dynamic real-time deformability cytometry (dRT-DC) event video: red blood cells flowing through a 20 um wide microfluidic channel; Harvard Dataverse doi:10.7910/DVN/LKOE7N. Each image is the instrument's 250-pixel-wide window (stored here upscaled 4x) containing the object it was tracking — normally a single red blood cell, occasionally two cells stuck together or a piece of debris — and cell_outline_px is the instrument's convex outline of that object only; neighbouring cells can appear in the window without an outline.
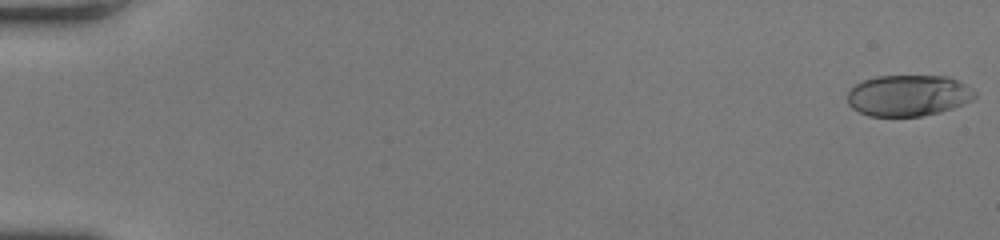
{"species": "human", "species_latin": "Homo sapiens", "temperature_condition": "room temperature", "stored_images_in_passage": 51, "camera_frame_rate_fps": 3000, "um_per_image_px": 0.085, "donor": {"sex": "female"}, "frame": {"image": 1, "passage_image": 1, "time_ms": 0.0, "image_size_px": [1000, 240], "cell_outline_px": [[976, 96], [972, 100], [952, 108], [940, 112], [920, 116], [868, 116], [852, 108], [848, 104], [848, 92], [856, 84], [864, 80], [876, 76], [948, 76], [964, 84], [976, 92]], "centroid_in_image_um": [77.19, 8.12], "position_along_channel_um": 7.8, "area_um2": 30.46}}
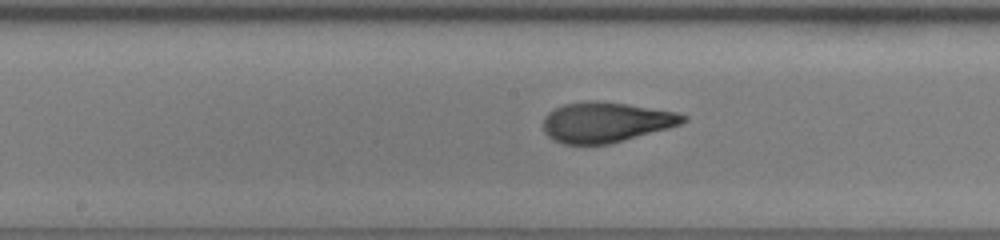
{"frame": {"image": 2, "passage_image": 28, "time_ms": 9.0, "image_size_px": [1000, 240], "cell_outline_px": [[688, 120], [680, 124], [668, 128], [608, 144], [564, 144], [552, 140], [544, 132], [544, 116], [548, 112], [564, 104], [588, 100], [596, 100], [628, 104], [676, 112], [688, 116]], "centroid_in_image_um": [51.48, 10.38], "position_along_channel_um": 196.7, "area_um2": 32.71}}
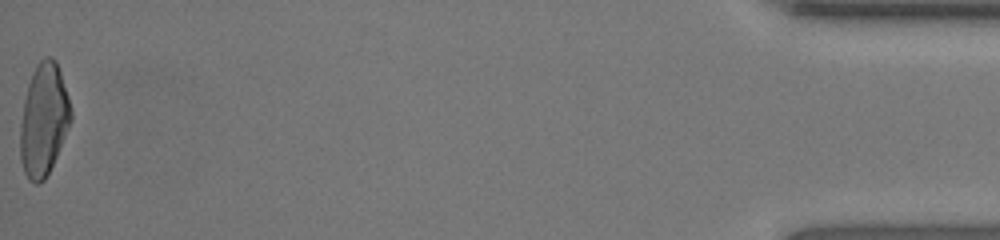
{"frame": {"image": 3, "passage_image": 51, "time_ms": 16.667, "image_size_px": [1000, 240], "cell_outline_px": [[72, 120], [56, 156], [44, 180], [40, 184], [36, 184], [28, 180], [24, 172], [20, 160], [20, 124], [24, 100], [28, 84], [32, 72], [36, 64], [44, 56], [52, 56], [56, 60], [72, 108]], "centroid_in_image_um": [3.71, 10.17], "position_along_channel_um": 431.5, "area_um2": 33.29}, "authors_computed_cell_mechanics": {"area_um2": 32.1946, "velocity_mm_per_s": 4.28, "shape_relaxation_time_tau1_ms": 5.0965, "shape_relaxation_time_tau2_ms": 0.7477, "deformation_change_tau1": 0.247, "deformation_change_tau2": 0.0645}}